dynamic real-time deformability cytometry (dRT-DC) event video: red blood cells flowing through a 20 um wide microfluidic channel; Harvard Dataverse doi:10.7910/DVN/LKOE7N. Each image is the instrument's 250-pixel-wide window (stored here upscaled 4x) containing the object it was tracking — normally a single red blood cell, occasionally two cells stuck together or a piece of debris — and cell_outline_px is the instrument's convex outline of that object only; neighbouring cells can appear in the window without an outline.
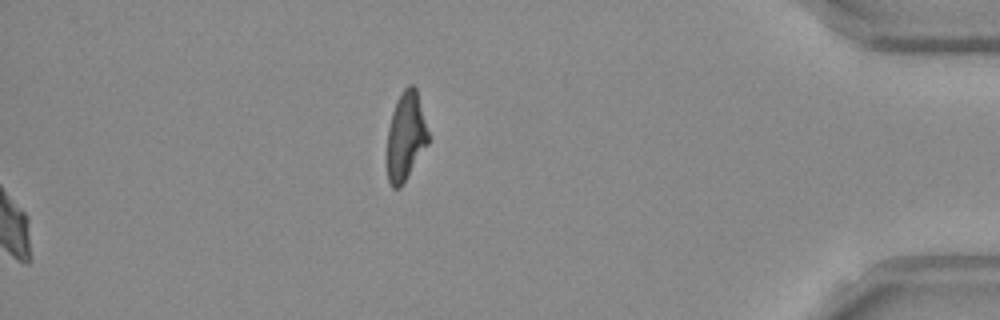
{"species": "Egyptian fruit bat (a non-hibernating species)", "species_latin": "Rousettus aegyptiacus", "temperature_condition": "room temperature", "stored_images_in_passage": 54, "camera_frame_rate_fps": 3000, "um_per_image_px": 0.085, "frame": {"image": 1, "passage_image": 54, "time_ms": 17.667, "image_size_px": [1000, 320], "cell_outline_px": [[432, 136], [428, 144], [400, 188], [392, 188], [388, 180], [388, 128], [392, 112], [396, 100], [400, 92], [408, 84], [412, 84], [416, 88]], "centroid_in_image_um": [34.54, 11.53], "position_along_channel_um": 400.7, "area_um2": 21.56}, "authors_computed_cell_mechanics": {"area_um2": 23.5246, "velocity_mm_per_s": 3.8223, "shape_relaxation_time_tau1_ms": null, "shape_relaxation_time_tau2_ms": 8.512, "deformation_change_tau1": null, "deformation_change_tau2": 0.1822}}